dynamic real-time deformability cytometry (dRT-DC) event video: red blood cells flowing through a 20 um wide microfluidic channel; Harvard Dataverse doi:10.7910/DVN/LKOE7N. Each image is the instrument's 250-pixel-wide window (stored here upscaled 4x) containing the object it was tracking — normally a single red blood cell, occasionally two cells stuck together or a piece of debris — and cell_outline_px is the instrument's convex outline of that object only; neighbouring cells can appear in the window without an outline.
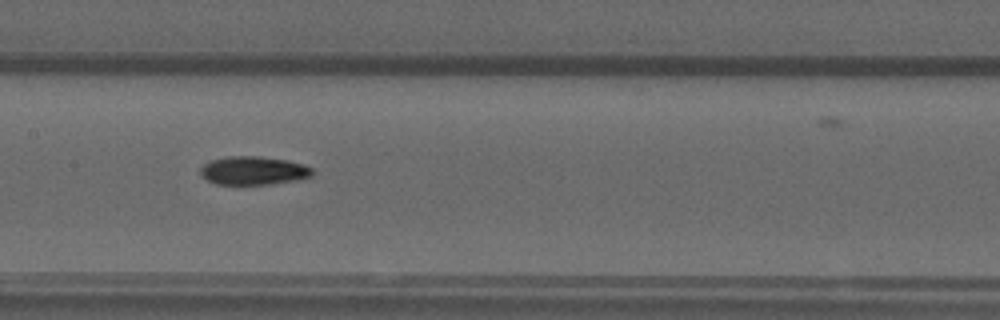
{"species": "common noctule bat (a hibernating species)", "species_latin": "Nyctalus noctula", "temperature_condition": "warm", "stored_images_in_passage": 38, "camera_frame_rate_fps": 3000, "um_per_image_px": 0.085, "animal": {"sex": "male", "forearm_length_mm": 52.5}, "frame": {"image": 1, "passage_image": 16, "time_ms": 5.0, "image_size_px": [1000, 320], "cell_outline_px": [[316, 172], [312, 176], [296, 180], [272, 184], [216, 184], [200, 176], [200, 168], [204, 164], [212, 160], [228, 156], [260, 156], [288, 160], [304, 164], [312, 168]], "centroid_in_image_um": [21.57, 14.5], "position_along_channel_um": 185.8, "area_um2": 18.73}}
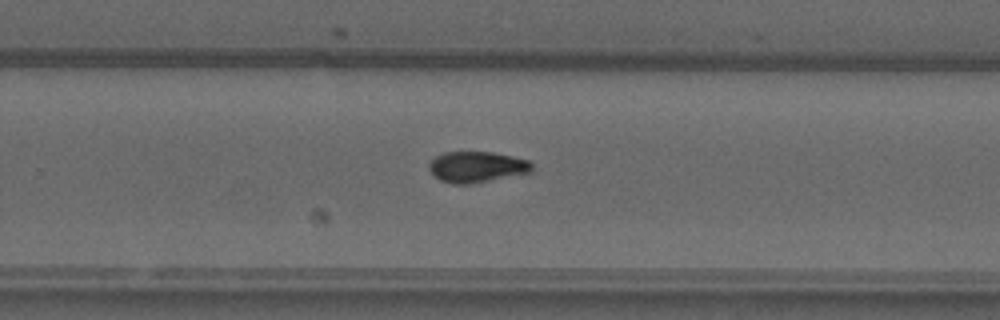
{"frame": {"image": 2, "passage_image": 24, "time_ms": 7.667, "image_size_px": [1000, 320], "cell_outline_px": [[532, 172], [468, 184], [452, 184], [440, 180], [428, 168], [428, 164], [436, 156], [444, 152], [492, 152], [512, 156], [528, 160], [532, 164]], "centroid_in_image_um": [40.52, 14.18], "position_along_channel_um": 289.3, "area_um2": 18.38}}
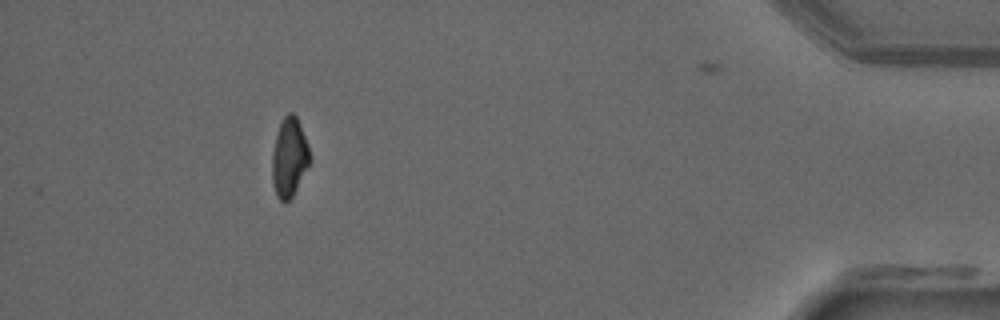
{"frame": {"image": 3, "passage_image": 38, "time_ms": 12.333, "image_size_px": [1000, 320], "cell_outline_px": [[312, 160], [292, 196], [288, 200], [280, 200], [276, 196], [272, 184], [272, 152], [276, 132], [284, 116], [288, 112], [292, 112], [296, 116], [308, 144]], "centroid_in_image_um": [24.59, 13.36], "position_along_channel_um": 410.6, "area_um2": 17.46}, "authors_computed_cell_mechanics": {"area_um2": 18.5538, "velocity_mm_per_s": 3.8921, "shape_relaxation_time_tau1_ms": 9.4961, "shape_relaxation_time_tau2_ms": 5.7346, "deformation_change_tau1": 0.2418, "deformation_change_tau2": 0.1071}}